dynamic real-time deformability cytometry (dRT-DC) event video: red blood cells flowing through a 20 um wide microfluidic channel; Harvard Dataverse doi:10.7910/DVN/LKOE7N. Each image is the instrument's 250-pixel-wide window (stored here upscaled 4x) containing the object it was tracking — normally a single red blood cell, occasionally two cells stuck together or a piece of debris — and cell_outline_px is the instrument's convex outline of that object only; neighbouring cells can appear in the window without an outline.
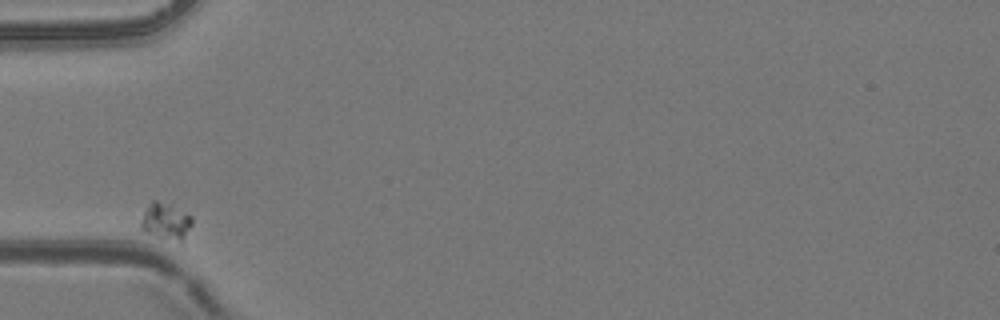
{"species": "common noctule bat (a hibernating species)", "species_latin": "Nyctalus noctula", "temperature_condition": "room temperature", "stored_images_in_passage": 3, "camera_frame_rate_fps": 3000, "um_per_image_px": 0.085, "animal": {"sex": "female", "body_mass_g": 24.6, "forearm_length_mm": 56.2}, "frame": {"image": 1, "passage_image": 1, "time_ms": 0.0, "image_size_px": [1000, 320], "cell_outline_px": [[192, 224], [180, 244], [148, 232], [140, 228], [140, 224], [144, 212], [148, 204], [152, 200], [156, 200], [168, 204], [192, 216]], "centroid_in_image_um": [14.1, 18.82], "position_along_channel_um": 70.9, "area_um2": 10.75}}
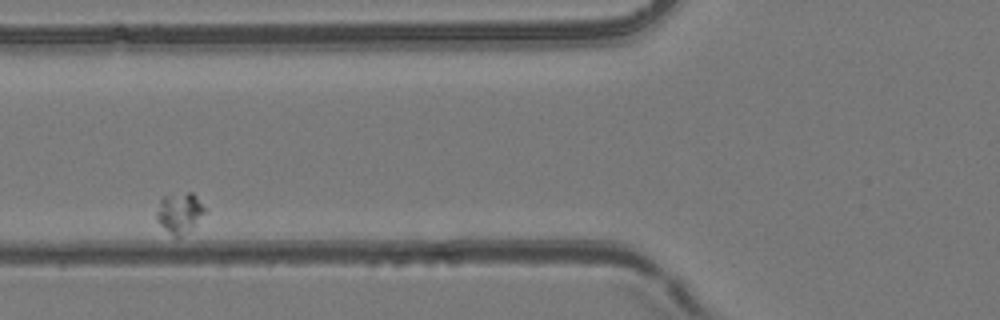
{"frame": {"image": 2, "passage_image": 2, "time_ms": 1.333, "image_size_px": [1000, 320], "cell_outline_px": [[208, 212], [180, 236], [172, 236], [156, 220], [156, 212], [160, 200], [164, 196], [188, 192], [192, 192], [196, 196]], "centroid_in_image_um": [15.26, 18.07], "position_along_channel_um": 110.5, "area_um2": 11.16}}
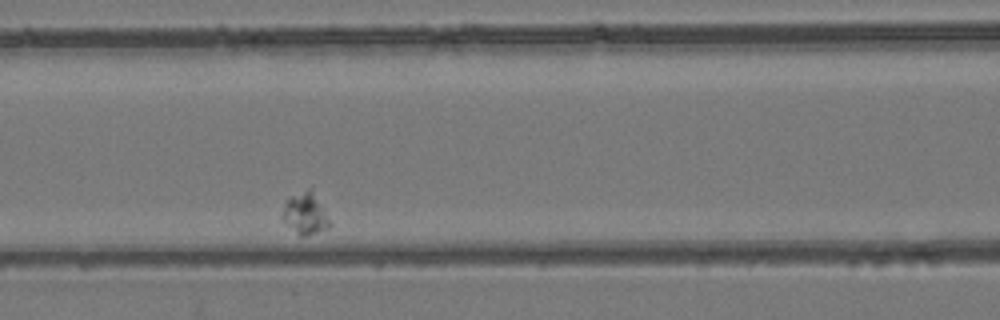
{"frame": {"image": 3, "passage_image": 3, "time_ms": 2.333, "image_size_px": [1000, 320], "cell_outline_px": [[332, 224], [328, 228], [308, 236], [300, 236], [284, 220], [284, 204], [292, 196], [308, 188], [312, 188]], "centroid_in_image_um": [26.01, 18.16], "position_along_channel_um": 140.6, "area_um2": 11.1}}